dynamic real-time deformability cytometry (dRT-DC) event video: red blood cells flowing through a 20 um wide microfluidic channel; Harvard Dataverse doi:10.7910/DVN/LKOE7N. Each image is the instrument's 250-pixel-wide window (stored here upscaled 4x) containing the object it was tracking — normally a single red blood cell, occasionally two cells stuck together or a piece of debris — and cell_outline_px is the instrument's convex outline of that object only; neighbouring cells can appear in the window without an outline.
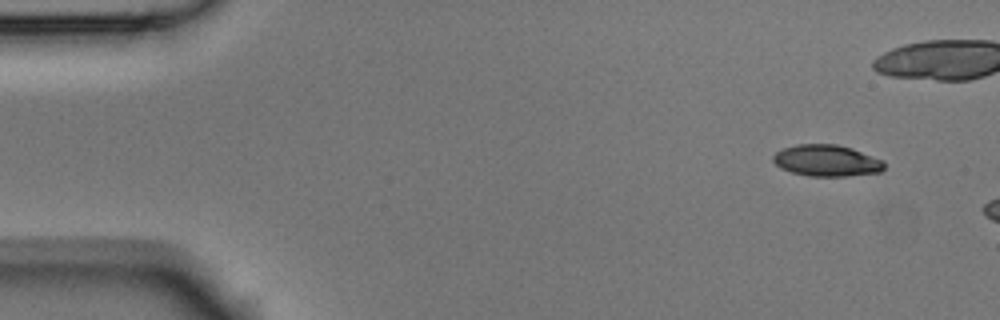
{"species": "Egyptian fruit bat (a non-hibernating species)", "species_latin": "Rousettus aegyptiacus", "temperature_condition": "room temperature", "stored_images_in_passage": 3, "camera_frame_rate_fps": 3000, "um_per_image_px": 0.085, "animal": {"sex": "male"}, "frame": {"image": 1, "passage_image": 1, "time_ms": 0.0, "image_size_px": [1000, 320], "cell_outline_px": [[884, 168], [880, 172], [848, 176], [808, 176], [792, 172], [780, 168], [772, 160], [772, 156], [776, 152], [784, 148], [796, 144], [836, 144], [852, 148], [884, 160]], "centroid_in_image_um": [70.27, 13.65], "position_along_channel_um": 14.7, "area_um2": 20.46}}